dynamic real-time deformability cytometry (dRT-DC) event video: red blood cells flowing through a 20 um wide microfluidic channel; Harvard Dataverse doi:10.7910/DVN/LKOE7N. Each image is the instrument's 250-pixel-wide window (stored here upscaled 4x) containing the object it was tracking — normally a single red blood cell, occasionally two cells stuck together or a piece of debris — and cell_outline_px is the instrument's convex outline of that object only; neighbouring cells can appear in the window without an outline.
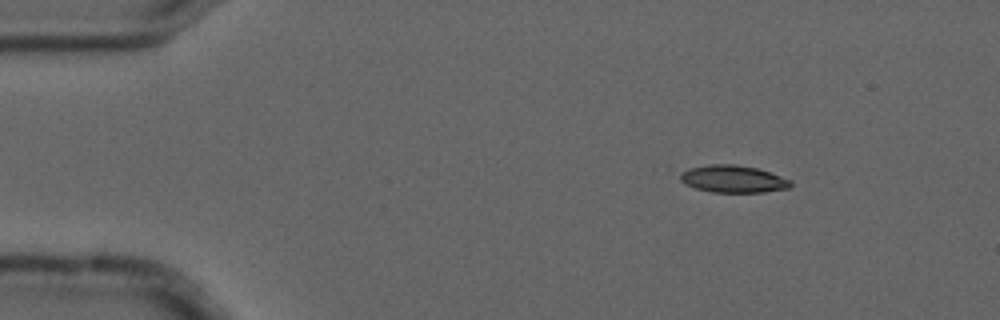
{"species": "common noctule bat (a hibernating species)", "species_latin": "Nyctalus noctula", "temperature_condition": "cold", "stored_images_in_passage": 6, "camera_frame_rate_fps": 3000, "um_per_image_px": 0.085, "animal": {"sex": "male", "forearm_length_mm": 52.5}, "frame": {"image": 1, "passage_image": 1, "time_ms": 0.0, "image_size_px": [1000, 320], "cell_outline_px": [[792, 184], [788, 188], [764, 192], [712, 192], [696, 188], [684, 184], [680, 180], [676, 168], [708, 164], [732, 164], [756, 168], [792, 180]], "centroid_in_image_um": [62.17, 15.19], "position_along_channel_um": 22.8, "area_um2": 17.98}}
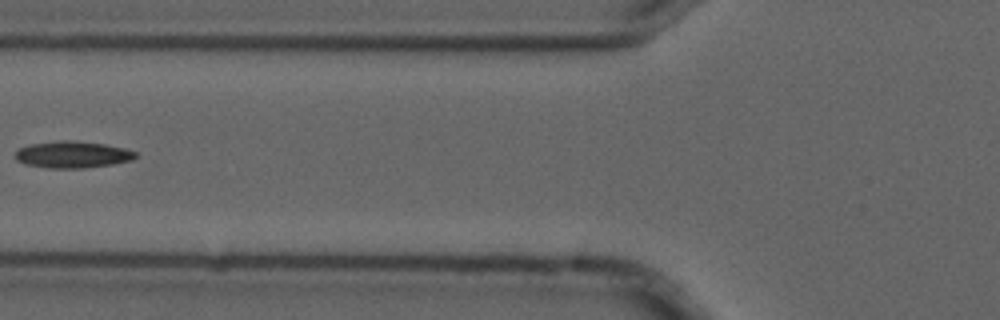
{"frame": {"image": 2, "passage_image": 5, "time_ms": 1.333, "image_size_px": [1000, 320], "cell_outline_px": [[136, 156], [132, 160], [112, 164], [84, 168], [48, 168], [24, 164], [16, 160], [16, 152], [20, 148], [28, 144], [60, 140], [72, 140], [104, 144], [124, 148], [136, 152]], "centroid_in_image_um": [6.14, 13.14], "position_along_channel_um": 119.7, "area_um2": 18.73}}
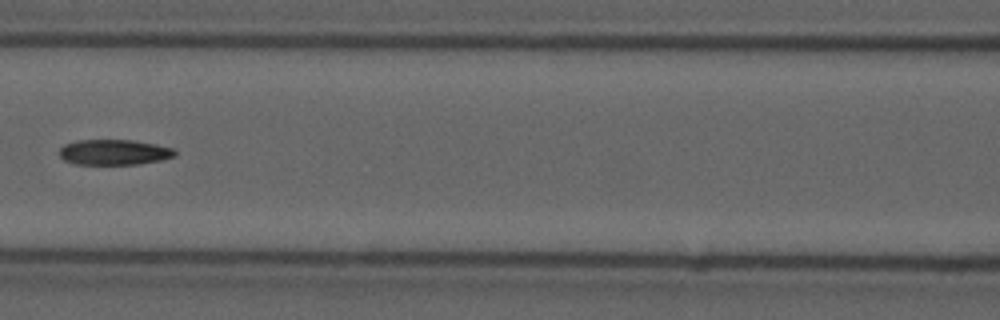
{"frame": {"image": 3, "passage_image": 6, "time_ms": 1.667, "image_size_px": [1000, 320], "cell_outline_px": [[176, 156], [160, 160], [136, 164], [76, 164], [64, 160], [60, 156], [60, 148], [64, 144], [80, 140], [132, 140], [156, 144], [172, 148], [176, 152]], "centroid_in_image_um": [9.7, 12.93], "position_along_channel_um": 156.9, "area_um2": 16.99}}